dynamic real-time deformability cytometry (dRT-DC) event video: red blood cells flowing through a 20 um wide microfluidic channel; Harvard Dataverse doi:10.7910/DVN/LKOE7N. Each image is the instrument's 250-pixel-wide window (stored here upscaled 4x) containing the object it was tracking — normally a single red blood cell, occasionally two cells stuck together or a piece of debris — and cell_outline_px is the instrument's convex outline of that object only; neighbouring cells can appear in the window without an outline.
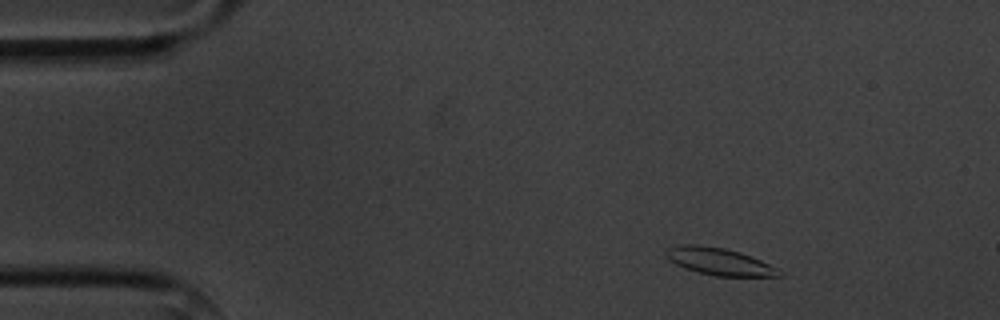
{"species": "common noctule bat (a hibernating species)", "species_latin": "Nyctalus noctula", "temperature_condition": "cold", "stored_images_in_passage": 3, "camera_frame_rate_fps": 3000, "um_per_image_px": 0.085, "animal": {"sex": "male", "body_mass_g": 20.1, "forearm_length_mm": 53.5}, "frame": {"image": 1, "passage_image": 2, "time_ms": 1.333, "image_size_px": [1000, 320], "cell_outline_px": [[784, 276], [716, 276], [684, 268], [668, 260], [664, 252], [668, 248], [680, 244], [696, 244], [724, 248], [740, 252], [760, 260], [784, 272]], "centroid_in_image_um": [61.12, 22.22], "position_along_channel_um": 23.9, "area_um2": 17.86}}